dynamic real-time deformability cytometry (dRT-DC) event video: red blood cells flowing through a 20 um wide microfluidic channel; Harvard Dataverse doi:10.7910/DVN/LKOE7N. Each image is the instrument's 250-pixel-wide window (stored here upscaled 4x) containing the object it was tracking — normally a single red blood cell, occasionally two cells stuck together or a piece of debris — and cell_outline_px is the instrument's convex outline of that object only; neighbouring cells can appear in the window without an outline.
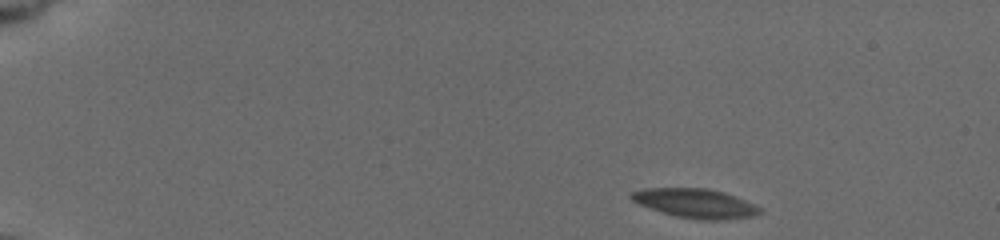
{"species": "common noctule bat (a hibernating species)", "species_latin": "Nyctalus noctula", "temperature_condition": "cold", "stored_images_in_passage": 19, "camera_frame_rate_fps": 3000, "um_per_image_px": 0.085, "animal": {"sex": "female", "body_mass_g": 19.5, "forearm_length_mm": 54.1}, "frame": {"image": 1, "passage_image": 1, "time_ms": 0.0, "image_size_px": [1000, 240], "cell_outline_px": [[764, 208], [760, 212], [752, 216], [720, 220], [700, 220], [676, 216], [640, 204], [632, 200], [628, 196], [632, 192], [644, 188], [708, 188], [724, 192]], "centroid_in_image_um": [59.12, 17.27], "position_along_channel_um": 25.9, "area_um2": 21.68}}
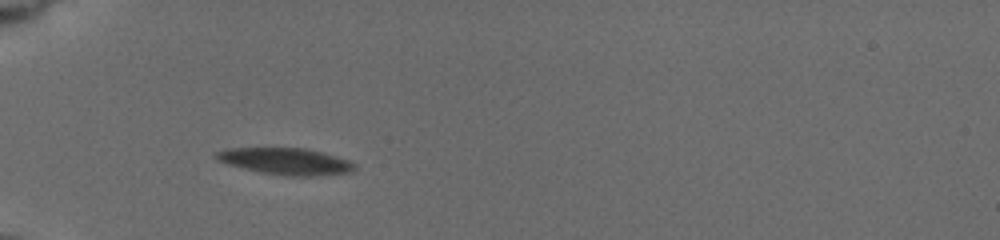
{"frame": {"image": 2, "passage_image": 18, "time_ms": 3.667, "image_size_px": [1000, 240], "cell_outline_px": [[356, 168], [352, 172], [316, 176], [288, 176], [260, 172], [228, 164], [216, 160], [216, 152], [228, 148], [304, 148], [320, 152], [348, 160], [356, 164]], "centroid_in_image_um": [24.3, 13.72], "position_along_channel_um": 60.7, "area_um2": 21.33}}